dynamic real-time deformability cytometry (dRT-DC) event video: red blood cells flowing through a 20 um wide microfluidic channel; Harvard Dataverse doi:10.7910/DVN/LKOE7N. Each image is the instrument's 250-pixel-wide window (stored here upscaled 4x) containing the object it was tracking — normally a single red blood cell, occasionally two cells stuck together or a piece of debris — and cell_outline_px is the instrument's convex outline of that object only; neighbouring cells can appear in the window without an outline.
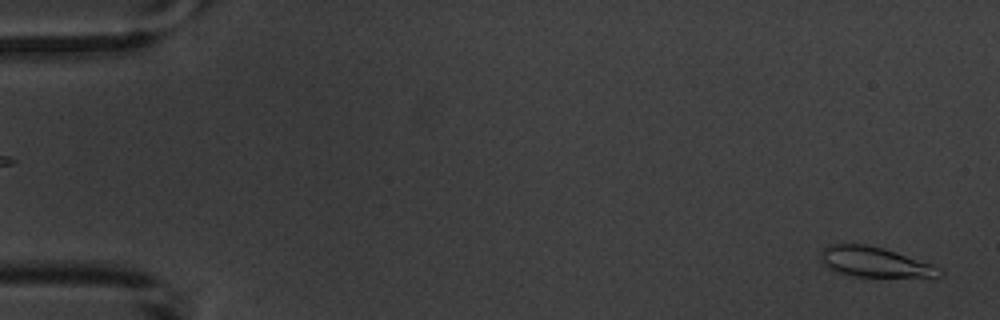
{"species": "common noctule bat (a hibernating species)", "species_latin": "Nyctalus noctula", "temperature_condition": "warm", "stored_images_in_passage": 6, "camera_frame_rate_fps": 3000, "um_per_image_px": 0.085, "animal": {"sex": "male", "body_mass_g": 20.1, "forearm_length_mm": 53.5}, "frame": {"image": 1, "passage_image": 6, "time_ms": 6.0, "image_size_px": [1000, 320], "cell_outline_px": [[944, 272], [940, 276], [852, 276], [828, 268], [824, 264], [820, 256], [820, 252], [824, 248], [832, 244], [864, 244], [884, 248], [932, 264], [940, 268]], "centroid_in_image_um": [74.33, 22.26], "position_along_channel_um": 10.7, "area_um2": 20.4}}